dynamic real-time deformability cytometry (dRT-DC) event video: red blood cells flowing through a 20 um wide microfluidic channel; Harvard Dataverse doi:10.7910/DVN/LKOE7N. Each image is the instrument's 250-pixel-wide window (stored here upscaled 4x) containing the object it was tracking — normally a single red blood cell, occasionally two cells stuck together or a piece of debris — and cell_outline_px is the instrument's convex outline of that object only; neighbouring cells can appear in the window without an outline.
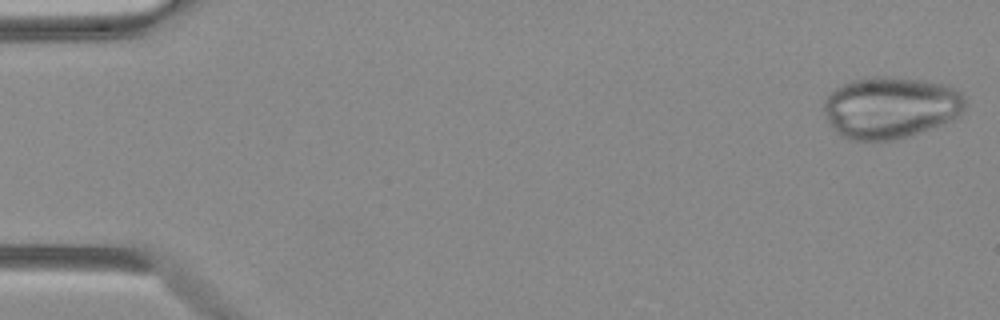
{"species": "Egyptian fruit bat (a non-hibernating species)", "species_latin": "Rousettus aegyptiacus", "temperature_condition": "warm", "stored_images_in_passage": 14, "camera_frame_rate_fps": 3000, "um_per_image_px": 0.085, "animal": {"sex": "female"}, "frame": {"image": 1, "passage_image": 1, "time_ms": 0.0, "image_size_px": [1000, 320], "cell_outline_px": [[968, 104], [960, 116], [956, 120], [912, 136], [896, 140], [848, 140], [840, 136], [836, 132], [828, 120], [824, 108], [824, 100], [828, 92], [852, 80], [876, 76], [920, 80], [948, 84], [956, 88], [964, 96]], "centroid_in_image_um": [75.76, 9.16], "position_along_channel_um": 9.2, "area_um2": 51.62}}